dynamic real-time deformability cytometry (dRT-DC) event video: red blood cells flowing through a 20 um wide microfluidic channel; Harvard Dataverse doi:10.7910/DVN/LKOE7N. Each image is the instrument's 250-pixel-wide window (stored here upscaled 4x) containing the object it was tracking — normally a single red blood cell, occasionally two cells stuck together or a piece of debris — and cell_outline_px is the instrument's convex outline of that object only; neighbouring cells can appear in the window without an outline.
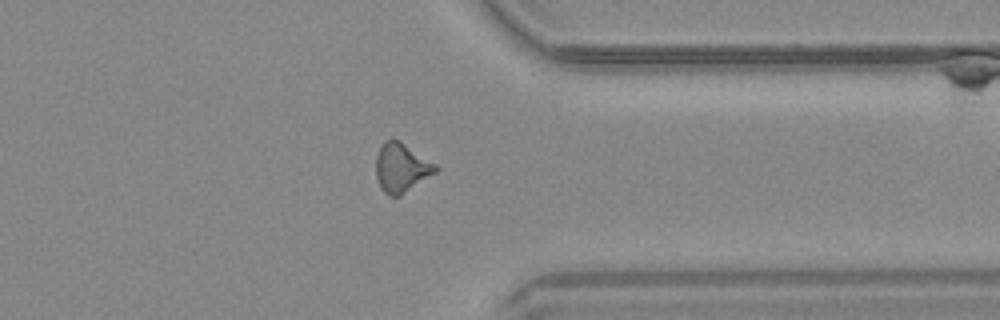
{"species": "common noctule bat (a hibernating species)", "species_latin": "Nyctalus noctula", "temperature_condition": "warm", "stored_images_in_passage": 29, "camera_frame_rate_fps": 3000, "um_per_image_px": 0.085, "animal": {"sex": "male", "body_mass_g": 20.4}, "frame": {"image": 1, "passage_image": 21, "time_ms": 6.667, "image_size_px": [1000, 320], "cell_outline_px": [[440, 168], [436, 172], [400, 196], [392, 196], [384, 192], [380, 188], [376, 176], [376, 156], [384, 140], [392, 136], [400, 140], [436, 164]], "centroid_in_image_um": [34.11, 14.22], "position_along_channel_um": 377.3, "area_um2": 17.22}}